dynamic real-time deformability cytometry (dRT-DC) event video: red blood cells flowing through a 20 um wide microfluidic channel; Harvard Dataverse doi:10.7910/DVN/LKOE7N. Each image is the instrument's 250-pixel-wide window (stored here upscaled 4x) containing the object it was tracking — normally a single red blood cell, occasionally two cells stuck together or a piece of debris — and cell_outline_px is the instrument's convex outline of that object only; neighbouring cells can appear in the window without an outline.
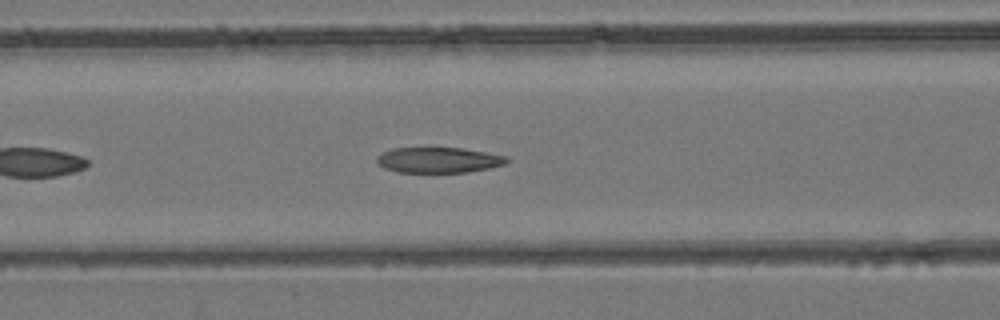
{"species": "common noctule bat (a hibernating species)", "species_latin": "Nyctalus noctula", "temperature_condition": "room temperature", "stored_images_in_passage": 33, "camera_frame_rate_fps": 3000, "um_per_image_px": 0.085, "animal": {"sex": "female", "body_mass_g": 24.6, "forearm_length_mm": 56.2}, "frame": {"image": 1, "passage_image": 8, "time_ms": 2.333, "image_size_px": [1000, 320], "cell_outline_px": [[512, 160], [508, 164], [468, 172], [396, 172], [384, 168], [376, 160], [376, 156], [380, 152], [392, 148], [432, 144], [464, 148], [508, 156]], "centroid_in_image_um": [37.27, 13.54], "position_along_channel_um": 129.3, "area_um2": 20.63}}
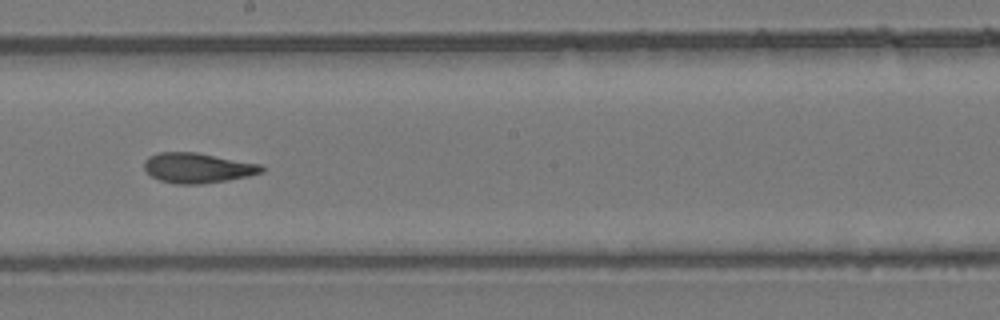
{"frame": {"image": 2, "passage_image": 15, "time_ms": 4.667, "image_size_px": [1000, 320], "cell_outline_px": [[264, 172], [248, 176], [200, 184], [176, 184], [160, 180], [152, 176], [144, 168], [144, 160], [148, 156], [160, 152], [196, 152], [260, 164], [264, 168]], "centroid_in_image_um": [16.78, 14.26], "position_along_channel_um": 231.4, "area_um2": 20.4}}
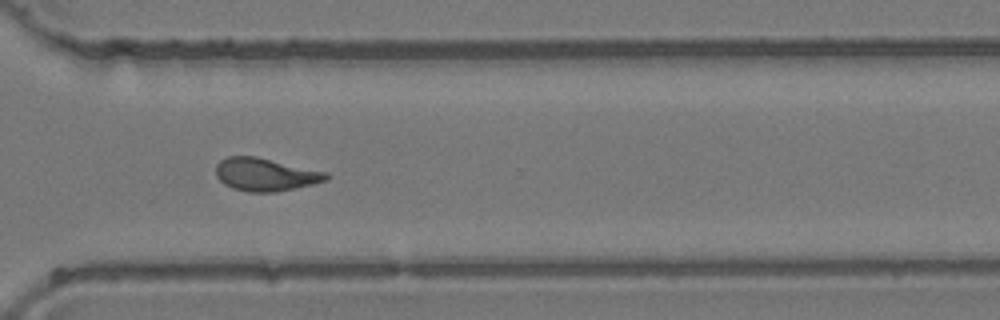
{"frame": {"image": 3, "passage_image": 23, "time_ms": 7.333, "image_size_px": [1000, 320], "cell_outline_px": [[328, 180], [312, 184], [276, 192], [248, 192], [232, 188], [224, 184], [216, 176], [216, 164], [220, 160], [228, 156], [256, 156], [328, 172]], "centroid_in_image_um": [22.54, 14.83], "position_along_channel_um": 348.1, "area_um2": 21.21}}